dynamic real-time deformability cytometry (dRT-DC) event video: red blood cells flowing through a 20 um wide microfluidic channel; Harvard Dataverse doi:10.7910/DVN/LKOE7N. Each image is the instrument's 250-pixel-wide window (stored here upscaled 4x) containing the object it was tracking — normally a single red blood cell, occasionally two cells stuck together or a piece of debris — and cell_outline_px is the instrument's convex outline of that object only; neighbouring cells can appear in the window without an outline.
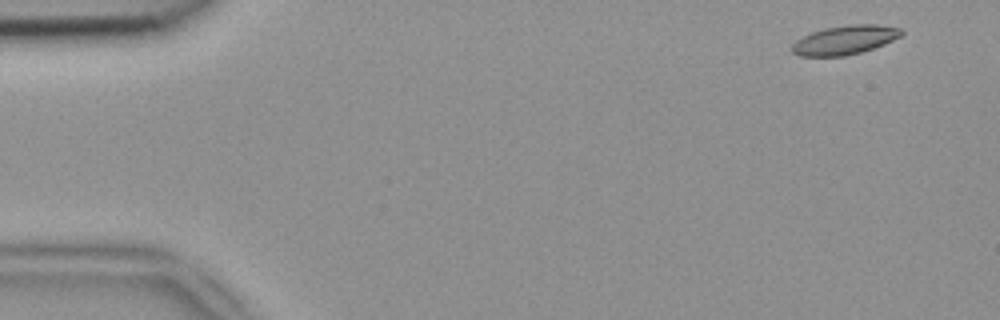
{"species": "common noctule bat (a hibernating species)", "species_latin": "Nyctalus noctula", "temperature_condition": "room temperature", "stored_images_in_passage": 3, "camera_frame_rate_fps": 3000, "um_per_image_px": 0.085, "animal": {"sex": "female", "body_mass_g": 18.4}, "frame": {"image": 1, "passage_image": 1, "time_ms": 0.0, "image_size_px": [1000, 320], "cell_outline_px": [[904, 32], [900, 36], [884, 44], [860, 52], [844, 56], [800, 56], [792, 52], [792, 44], [796, 40], [812, 32], [824, 28], [852, 24], [876, 24], [900, 28]], "centroid_in_image_um": [71.8, 3.39], "position_along_channel_um": 13.2, "area_um2": 18.32}}